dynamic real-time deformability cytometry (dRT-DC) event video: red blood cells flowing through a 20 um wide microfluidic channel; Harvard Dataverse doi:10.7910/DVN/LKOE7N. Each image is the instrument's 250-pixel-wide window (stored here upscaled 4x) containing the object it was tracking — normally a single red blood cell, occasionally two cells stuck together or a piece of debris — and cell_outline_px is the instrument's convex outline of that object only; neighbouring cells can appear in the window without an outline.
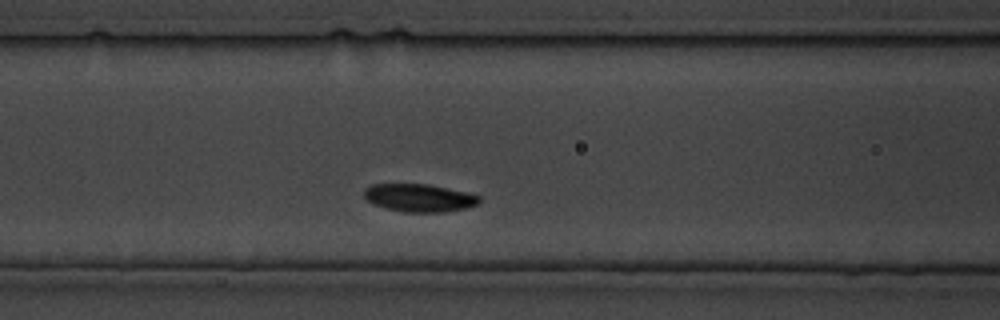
{"species": "common noctule bat (a hibernating species)", "species_latin": "Nyctalus noctula", "temperature_condition": "cold", "stored_images_in_passage": 10, "segment_of_instrument_passage": [1, 2], "camera_frame_rate_fps": 3000, "um_per_image_px": 0.085, "animal": {"sex": "male", "body_mass_g": 19.5, "forearm_length_mm": 54.6}, "frame": {"image": 1, "passage_image": 9, "time_ms": 9.333, "image_size_px": [1000, 320], "cell_outline_px": [[480, 204], [464, 208], [444, 212], [404, 212], [372, 204], [364, 196], [364, 188], [372, 184], [428, 184], [464, 192], [480, 196]], "centroid_in_image_um": [35.62, 16.81], "position_along_channel_um": 131.0, "area_um2": 18.55}}